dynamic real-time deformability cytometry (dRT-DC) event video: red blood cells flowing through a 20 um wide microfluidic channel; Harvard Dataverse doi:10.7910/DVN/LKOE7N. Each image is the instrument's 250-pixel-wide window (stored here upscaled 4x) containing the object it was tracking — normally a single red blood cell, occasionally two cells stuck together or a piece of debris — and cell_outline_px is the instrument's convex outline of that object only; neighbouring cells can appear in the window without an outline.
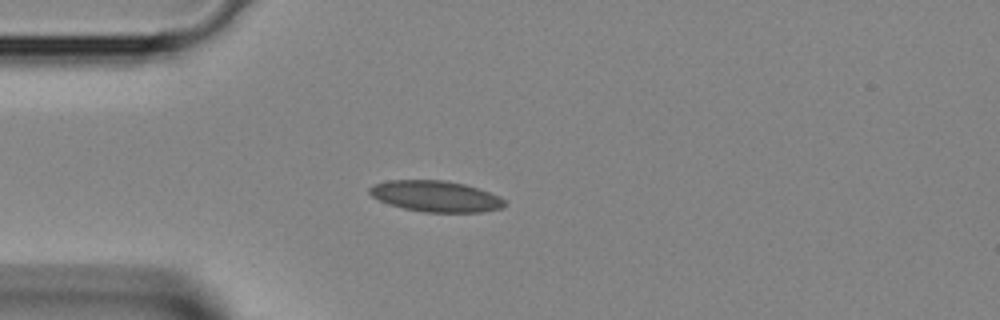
{"species": "Egyptian fruit bat (a non-hibernating species)", "species_latin": "Rousettus aegyptiacus", "temperature_condition": "room temperature", "stored_images_in_passage": 3, "camera_frame_rate_fps": 3000, "um_per_image_px": 0.085, "animal": {"sex": "female"}, "frame": {"image": 1, "passage_image": 3, "time_ms": 0.667, "image_size_px": [1000, 320], "cell_outline_px": [[504, 208], [480, 212], [424, 212], [404, 208], [388, 204], [372, 196], [368, 192], [368, 188], [372, 184], [388, 180], [444, 180], [464, 184], [500, 196], [504, 200]], "centroid_in_image_um": [37.0, 16.68], "position_along_channel_um": 48.0, "area_um2": 24.39}}